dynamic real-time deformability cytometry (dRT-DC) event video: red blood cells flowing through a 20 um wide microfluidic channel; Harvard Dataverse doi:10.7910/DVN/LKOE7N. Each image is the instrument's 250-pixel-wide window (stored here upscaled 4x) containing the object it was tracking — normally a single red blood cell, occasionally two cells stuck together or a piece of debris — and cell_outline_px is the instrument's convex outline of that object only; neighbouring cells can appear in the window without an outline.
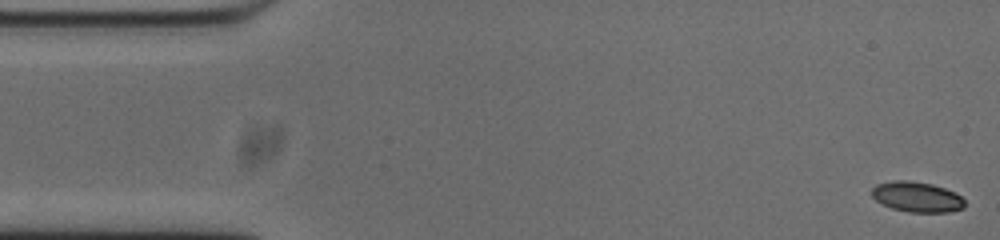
{"species": "common noctule bat (a hibernating species)", "species_latin": "Nyctalus noctula", "temperature_condition": "cold", "stored_images_in_passage": 53, "camera_frame_rate_fps": 3000, "um_per_image_px": 0.085, "animal": {"sex": "male", "body_mass_g": 20.0, "forearm_length_mm": 53.3}, "frame": {"image": 1, "passage_image": 1, "time_ms": 0.0, "image_size_px": [1000, 240], "cell_outline_px": [[964, 208], [948, 212], [908, 212], [892, 208], [876, 200], [872, 196], [872, 188], [876, 184], [892, 180], [908, 180], [932, 184], [956, 192], [964, 200]], "centroid_in_image_um": [77.94, 16.73], "position_along_channel_um": 7.1, "area_um2": 16.42}}
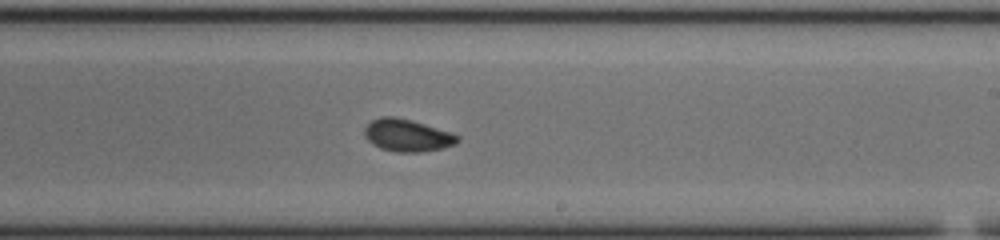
{"frame": {"image": 2, "passage_image": 30, "time_ms": 9.667, "image_size_px": [1000, 240], "cell_outline_px": [[460, 140], [456, 144], [440, 148], [420, 152], [396, 152], [380, 148], [372, 144], [364, 136], [364, 128], [372, 120], [380, 116], [392, 116], [412, 120], [460, 136]], "centroid_in_image_um": [34.58, 11.5], "position_along_channel_um": 254.4, "area_um2": 17.4}}
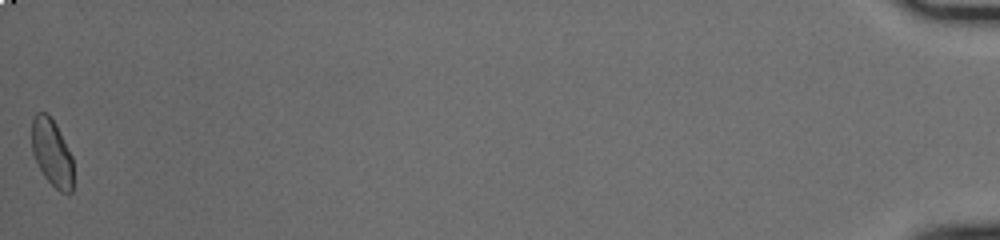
{"frame": {"image": 3, "passage_image": 53, "time_ms": 17.333, "image_size_px": [1000, 240], "cell_outline_px": [[72, 192], [68, 196], [60, 192], [44, 176], [32, 152], [32, 120], [36, 112], [48, 112], [56, 124], [72, 156]], "centroid_in_image_um": [4.41, 12.97], "position_along_channel_um": 430.8, "area_um2": 16.24}, "authors_computed_cell_mechanics": {"area_um2": 16.9932, "velocity_mm_per_s": 3.7644, "shape_relaxation_time_tau1_ms": 5.7779, "shape_relaxation_time_tau2_ms": 2.3811, "deformation_change_tau1": 0.1603, "deformation_change_tau2": 0.0662}}